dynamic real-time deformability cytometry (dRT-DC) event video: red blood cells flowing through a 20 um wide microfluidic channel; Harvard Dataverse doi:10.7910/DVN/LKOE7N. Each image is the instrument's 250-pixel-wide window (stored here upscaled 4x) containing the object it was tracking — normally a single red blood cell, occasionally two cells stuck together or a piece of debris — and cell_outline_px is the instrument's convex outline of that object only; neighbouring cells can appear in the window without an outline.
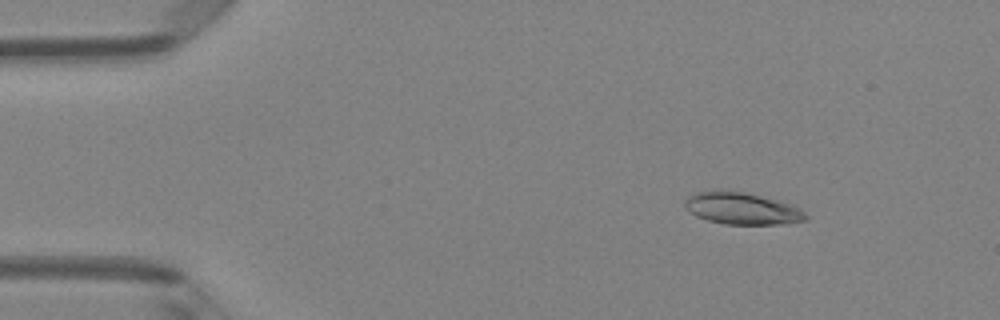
{"species": "Egyptian fruit bat (a non-hibernating species)", "species_latin": "Rousettus aegyptiacus", "temperature_condition": "room temperature", "stored_images_in_passage": 4, "camera_frame_rate_fps": 3000, "um_per_image_px": 0.085, "animal": {"sex": "female"}, "frame": {"image": 1, "passage_image": 2, "time_ms": 0.333, "image_size_px": [1000, 320], "cell_outline_px": [[808, 220], [788, 224], [724, 224], [708, 220], [696, 216], [684, 204], [684, 200], [688, 196], [696, 192], [744, 192], [784, 200], [800, 208], [808, 216]], "centroid_in_image_um": [63.18, 17.74], "position_along_channel_um": 21.8, "area_um2": 22.43}}